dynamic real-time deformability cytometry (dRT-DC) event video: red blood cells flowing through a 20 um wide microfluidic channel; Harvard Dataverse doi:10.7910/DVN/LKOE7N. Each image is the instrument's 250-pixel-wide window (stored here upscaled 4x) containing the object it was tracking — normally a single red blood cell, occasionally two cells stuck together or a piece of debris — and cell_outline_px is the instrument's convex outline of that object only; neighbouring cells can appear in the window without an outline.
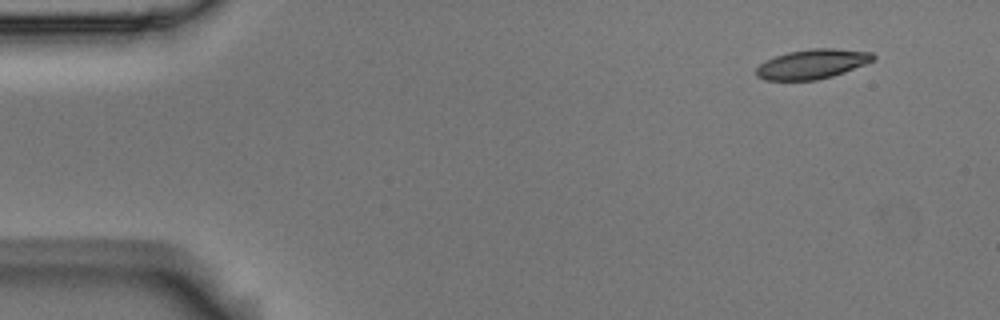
{"species": "Egyptian fruit bat (a non-hibernating species)", "species_latin": "Rousettus aegyptiacus", "temperature_condition": "room temperature", "stored_images_in_passage": 5, "camera_frame_rate_fps": 3000, "um_per_image_px": 0.085, "animal": {"sex": "male"}, "frame": {"image": 1, "passage_image": 1, "time_ms": 0.0, "image_size_px": [1000, 320], "cell_outline_px": [[876, 56], [872, 60], [864, 64], [844, 72], [832, 76], [816, 80], [764, 80], [756, 76], [756, 68], [760, 64], [776, 56], [788, 52], [812, 48], [836, 48], [872, 52]], "centroid_in_image_um": [69.03, 5.44], "position_along_channel_um": 16.0, "area_um2": 20.0}}
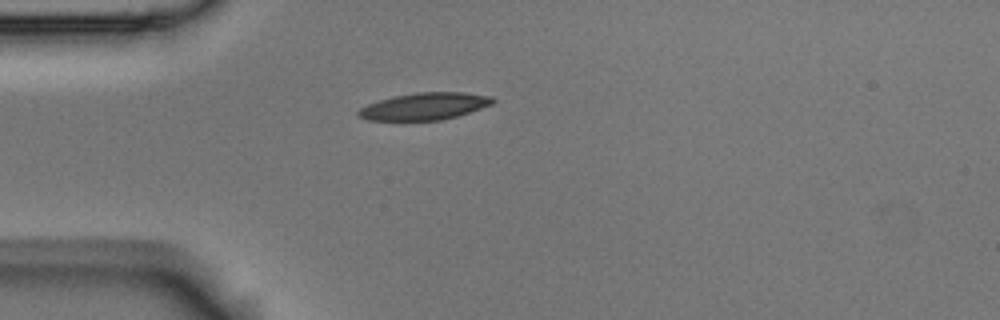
{"frame": {"image": 2, "passage_image": 4, "time_ms": 1.0, "image_size_px": [1000, 320], "cell_outline_px": [[496, 100], [492, 104], [456, 116], [440, 120], [368, 120], [356, 116], [356, 112], [360, 108], [368, 104], [380, 100], [396, 96], [416, 92], [464, 92], [492, 96]], "centroid_in_image_um": [36.07, 9.03], "position_along_channel_um": 48.9, "area_um2": 21.04}}